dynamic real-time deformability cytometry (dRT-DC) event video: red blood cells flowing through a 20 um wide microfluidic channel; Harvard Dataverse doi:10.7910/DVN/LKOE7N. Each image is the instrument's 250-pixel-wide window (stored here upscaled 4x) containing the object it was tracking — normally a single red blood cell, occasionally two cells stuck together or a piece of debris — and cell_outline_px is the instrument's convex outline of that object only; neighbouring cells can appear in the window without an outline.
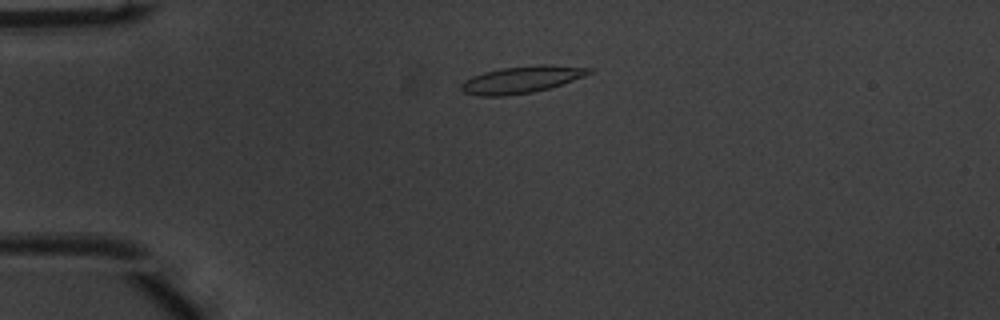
{"species": "common noctule bat (a hibernating species)", "species_latin": "Nyctalus noctula", "temperature_condition": "warm", "stored_images_in_passage": 40, "camera_frame_rate_fps": 3000, "um_per_image_px": 0.085, "animal": {"sex": "male", "body_mass_g": 20.1, "forearm_length_mm": 53.5}, "frame": {"image": 1, "passage_image": 1, "time_ms": 0.0, "image_size_px": [1000, 320], "cell_outline_px": [[596, 72], [548, 88], [532, 92], [504, 96], [480, 96], [464, 92], [460, 88], [460, 84], [464, 80], [472, 76], [484, 72], [500, 68], [540, 64], [548, 64], [596, 68]], "centroid_in_image_um": [44.36, 6.74], "position_along_channel_um": 40.6, "area_um2": 20.23}}
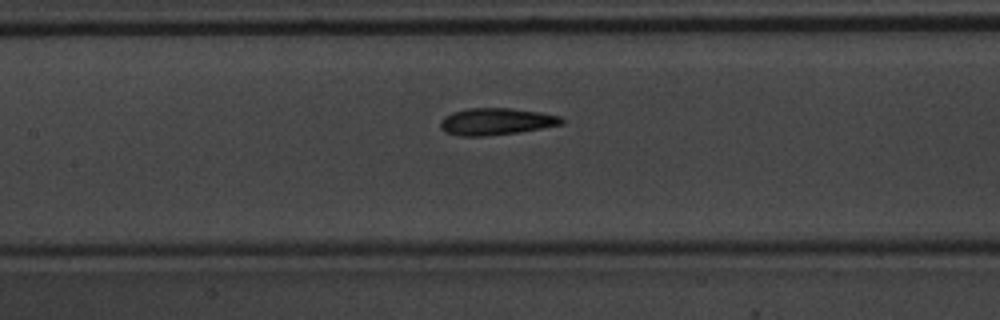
{"frame": {"image": 2, "passage_image": 13, "time_ms": 4.0, "image_size_px": [1000, 320], "cell_outline_px": [[564, 124], [520, 132], [484, 136], [460, 136], [444, 132], [440, 128], [440, 120], [444, 116], [452, 112], [468, 108], [512, 108], [540, 112], [560, 116], [564, 120]], "centroid_in_image_um": [42.15, 10.33], "position_along_channel_um": 165.2, "area_um2": 19.19}}
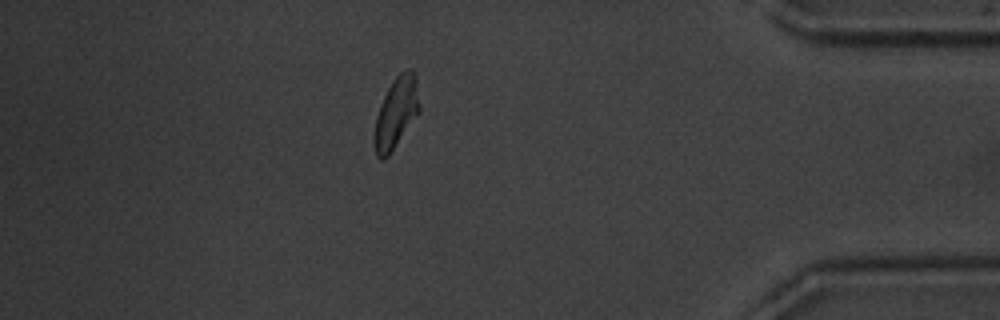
{"frame": {"image": 3, "passage_image": 34, "time_ms": 11.0, "image_size_px": [1000, 320], "cell_outline_px": [[420, 112], [388, 156], [384, 160], [380, 160], [376, 156], [372, 144], [372, 136], [376, 116], [380, 104], [392, 80], [404, 68], [412, 68], [416, 76], [420, 104]], "centroid_in_image_um": [33.65, 9.59], "position_along_channel_um": 401.5, "area_um2": 19.25}, "authors_computed_cell_mechanics": {"area_um2": 18.6405, "velocity_mm_per_s": 3.8973, "shape_relaxation_time_tau1_ms": 3.1353, "shape_relaxation_time_tau2_ms": 1.7829, "deformation_change_tau1": 0.1349, "deformation_change_tau2": 0.0751}}